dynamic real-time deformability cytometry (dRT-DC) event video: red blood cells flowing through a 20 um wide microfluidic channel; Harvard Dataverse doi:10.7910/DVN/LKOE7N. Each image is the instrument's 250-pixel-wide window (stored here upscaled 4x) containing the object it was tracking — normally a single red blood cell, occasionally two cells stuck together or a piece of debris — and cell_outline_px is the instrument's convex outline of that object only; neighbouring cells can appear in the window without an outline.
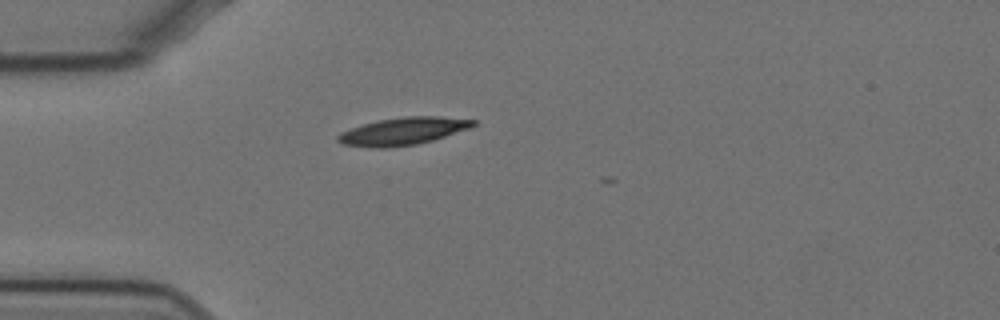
{"species": "Egyptian fruit bat (a non-hibernating species)", "species_latin": "Rousettus aegyptiacus", "temperature_condition": "cold", "stored_images_in_passage": 5, "camera_frame_rate_fps": 3000, "um_per_image_px": 0.085, "animal": {"sex": "female"}, "frame": {"image": 1, "passage_image": 1, "time_ms": 0.0, "image_size_px": [1000, 320], "cell_outline_px": [[476, 124], [472, 128], [432, 140], [416, 144], [384, 148], [372, 148], [344, 144], [336, 140], [336, 136], [340, 132], [364, 124], [380, 120], [404, 116], [440, 116], [476, 120]], "centroid_in_image_um": [34.28, 11.15], "position_along_channel_um": 50.7, "area_um2": 21.62}}